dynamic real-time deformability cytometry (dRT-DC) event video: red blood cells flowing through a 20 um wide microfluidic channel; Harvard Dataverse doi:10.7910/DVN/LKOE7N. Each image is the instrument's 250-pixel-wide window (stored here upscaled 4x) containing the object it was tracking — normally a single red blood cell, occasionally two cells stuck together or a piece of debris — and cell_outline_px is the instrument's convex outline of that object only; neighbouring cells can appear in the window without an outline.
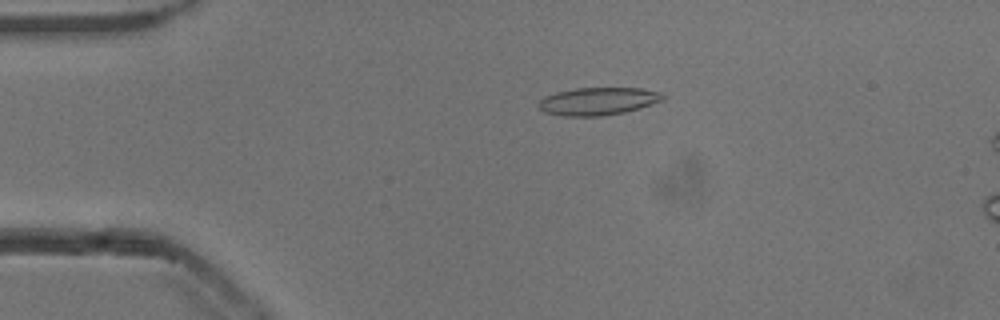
{"species": "common noctule bat (a hibernating species)", "species_latin": "Nyctalus noctula", "temperature_condition": "cold", "stored_images_in_passage": 9, "camera_frame_rate_fps": 3000, "um_per_image_px": 0.085, "animal": {"sex": "male", "body_mass_g": 13.3}, "frame": {"image": 1, "passage_image": 3, "time_ms": 0.667, "image_size_px": [1000, 320], "cell_outline_px": [[668, 96], [664, 100], [640, 108], [624, 112], [604, 116], [560, 116], [544, 112], [536, 104], [544, 96], [556, 92], [576, 88], [640, 88], [660, 92]], "centroid_in_image_um": [50.84, 8.61], "position_along_channel_um": 34.2, "area_um2": 20.29}}